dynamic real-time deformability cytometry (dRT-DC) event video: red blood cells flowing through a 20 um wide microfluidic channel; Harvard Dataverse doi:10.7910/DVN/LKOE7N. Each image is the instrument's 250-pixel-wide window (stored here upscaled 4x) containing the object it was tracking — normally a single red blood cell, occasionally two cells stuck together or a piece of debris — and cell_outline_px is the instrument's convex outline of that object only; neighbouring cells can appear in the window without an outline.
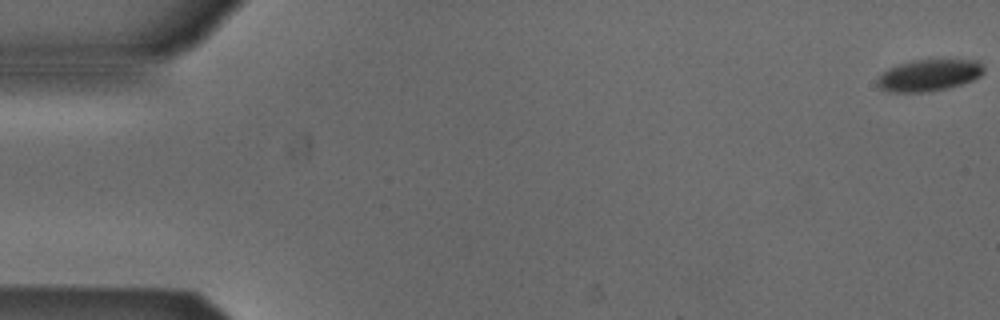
{"species": "Egyptian fruit bat (a non-hibernating species)", "species_latin": "Rousettus aegyptiacus", "temperature_condition": "cold", "stored_images_in_passage": 54, "camera_frame_rate_fps": 3000, "um_per_image_px": 0.085, "animal": {"sex": "male"}, "frame": {"image": 1, "passage_image": 1, "time_ms": 0.0, "image_size_px": [1000, 320], "cell_outline_px": [[984, 72], [980, 76], [972, 80], [948, 88], [928, 92], [892, 92], [880, 88], [876, 80], [888, 68], [912, 60], [976, 60], [984, 68]], "centroid_in_image_um": [78.96, 6.4], "position_along_channel_um": 6.0, "area_um2": 19.42}}
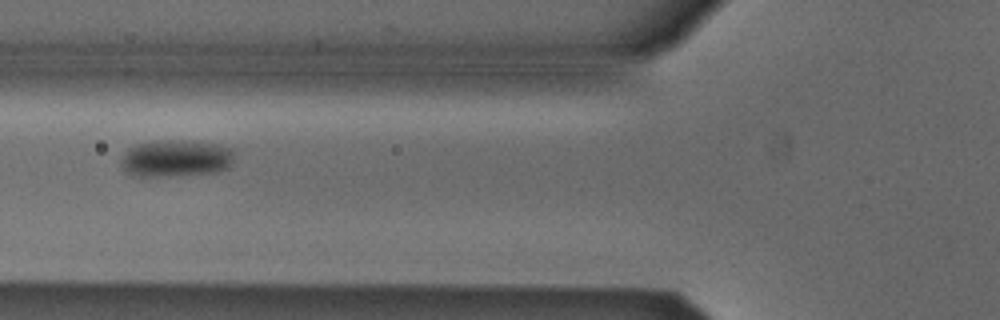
{"frame": {"image": 2, "passage_image": 21, "time_ms": 6.667, "image_size_px": [1000, 320], "cell_outline_px": [[236, 152], [228, 168], [216, 172], [152, 176], [132, 176], [124, 172], [120, 164], [120, 160], [124, 152], [128, 148], [136, 144], [152, 140], [184, 140], [220, 144], [232, 148]], "centroid_in_image_um": [14.92, 13.43], "position_along_channel_um": 110.9, "area_um2": 24.8}}
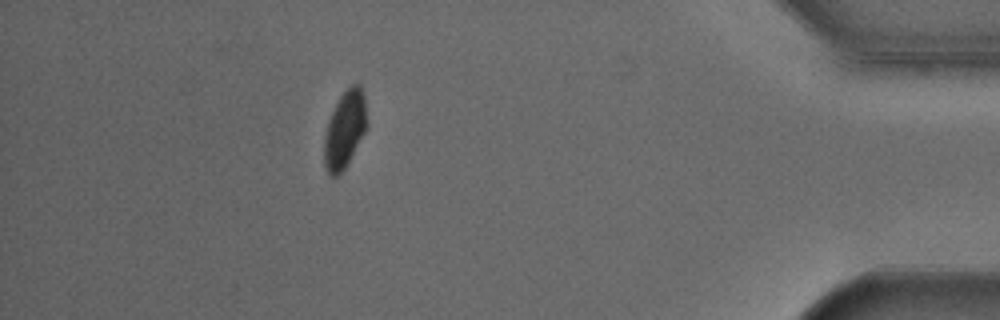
{"frame": {"image": 3, "passage_image": 48, "time_ms": 15.667, "image_size_px": [1000, 320], "cell_outline_px": [[368, 128], [344, 168], [336, 176], [332, 176], [328, 172], [324, 164], [324, 136], [332, 112], [340, 96], [352, 84], [360, 84], [364, 92], [368, 124]], "centroid_in_image_um": [29.34, 10.97], "position_along_channel_um": 405.9, "area_um2": 19.07}, "authors_computed_cell_mechanics": {"area_um2": 22.542, "velocity_mm_per_s": 3.8651, "shape_relaxation_time_tau1_ms": 3.0027, "shape_relaxation_time_tau2_ms": null, "deformation_change_tau1": 0.0838, "deformation_change_tau2": null}}